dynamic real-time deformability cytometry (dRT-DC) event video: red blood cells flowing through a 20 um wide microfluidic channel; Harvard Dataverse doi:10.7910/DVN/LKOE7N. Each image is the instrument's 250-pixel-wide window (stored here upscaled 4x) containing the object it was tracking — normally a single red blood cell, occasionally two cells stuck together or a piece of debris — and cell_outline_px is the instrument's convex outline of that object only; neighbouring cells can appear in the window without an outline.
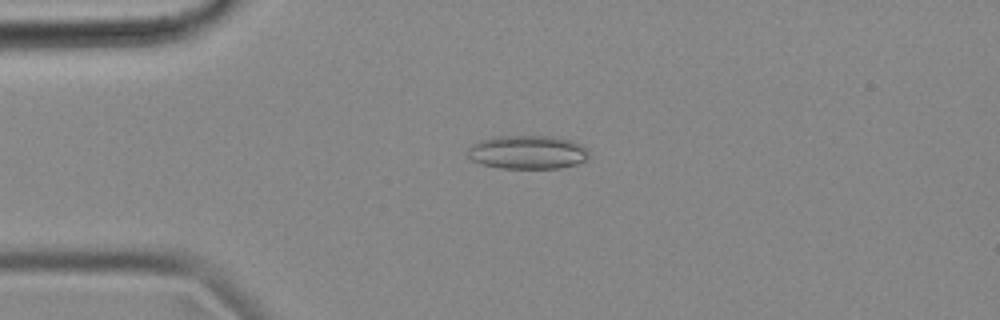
{"species": "common noctule bat (a hibernating species)", "species_latin": "Nyctalus noctula", "temperature_condition": "cold", "stored_images_in_passage": 54, "camera_frame_rate_fps": 3000, "um_per_image_px": 0.085, "animal": {"sex": "female", "body_mass_g": 18.4}, "frame": {"image": 1, "passage_image": 12, "time_ms": 3.667, "image_size_px": [1000, 320], "cell_outline_px": [[588, 160], [576, 164], [560, 168], [500, 168], [480, 164], [472, 160], [468, 156], [468, 148], [472, 144], [480, 140], [492, 136], [552, 136], [572, 140], [580, 144], [584, 148], [588, 156]], "centroid_in_image_um": [44.81, 12.93], "position_along_channel_um": 40.2, "area_um2": 23.87}}
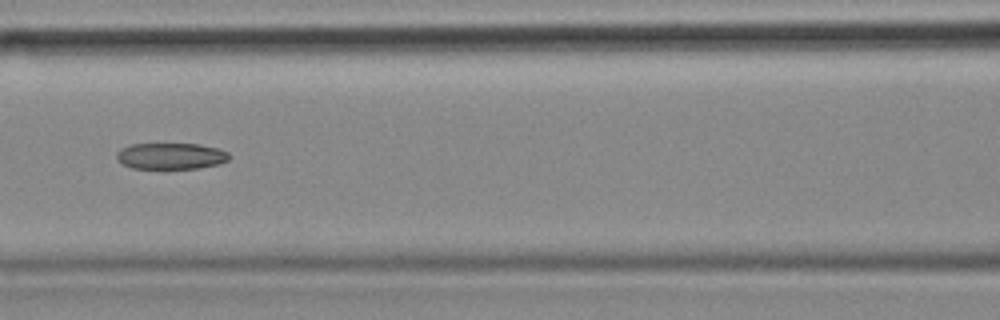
{"frame": {"image": 2, "passage_image": 23, "time_ms": 7.333, "image_size_px": [1000, 320], "cell_outline_px": [[228, 160], [220, 164], [200, 168], [168, 172], [132, 168], [116, 160], [116, 152], [120, 148], [128, 144], [200, 144], [216, 148], [228, 152]], "centroid_in_image_um": [14.47, 13.32], "position_along_channel_um": 152.1, "area_um2": 18.26}}
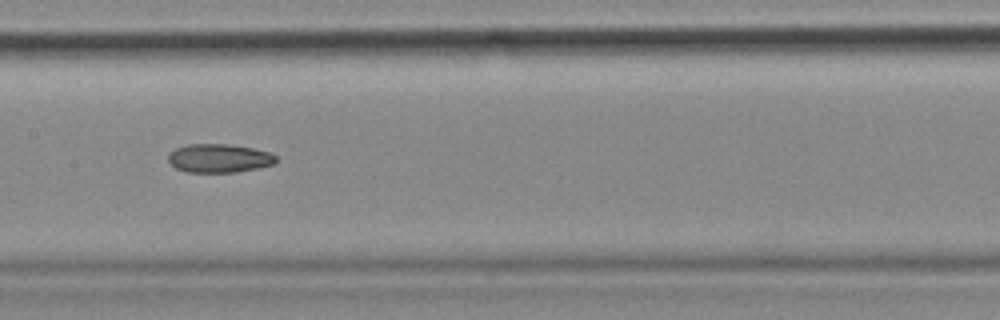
{"frame": {"image": 3, "passage_image": 26, "time_ms": 8.333, "image_size_px": [1000, 320], "cell_outline_px": [[276, 160], [272, 164], [256, 168], [236, 172], [184, 172], [176, 168], [168, 160], [168, 156], [176, 148], [188, 144], [232, 144], [252, 148], [268, 152], [276, 156]], "centroid_in_image_um": [18.6, 13.45], "position_along_channel_um": 188.8, "area_um2": 17.8}, "authors_computed_cell_mechanics": {"area_um2": 19.1318, "velocity_mm_per_s": 3.6838, "shape_relaxation_time_tau1_ms": null, "shape_relaxation_time_tau2_ms": 5.1954, "deformation_change_tau1": null, "deformation_change_tau2": 0.1281}}